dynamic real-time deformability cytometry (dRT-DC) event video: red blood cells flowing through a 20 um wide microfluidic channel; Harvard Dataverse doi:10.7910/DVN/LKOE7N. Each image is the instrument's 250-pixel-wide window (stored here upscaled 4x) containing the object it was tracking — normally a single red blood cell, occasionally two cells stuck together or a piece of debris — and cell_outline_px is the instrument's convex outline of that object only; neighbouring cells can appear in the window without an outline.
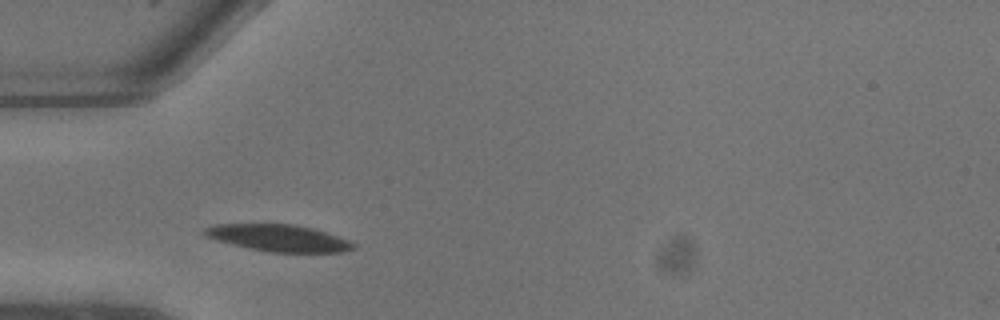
{"species": "common noctule bat (a hibernating species)", "species_latin": "Nyctalus noctula", "temperature_condition": "warm", "stored_images_in_passage": 5, "camera_frame_rate_fps": 3000, "um_per_image_px": 0.085, "animal": {"sex": "male", "body_mass_g": 13.3}, "frame": {"image": 1, "passage_image": 1, "time_ms": 0.0, "image_size_px": [1000, 320], "cell_outline_px": [[356, 248], [344, 252], [268, 252], [248, 248], [232, 244], [208, 236], [200, 232], [204, 228], [216, 224], [292, 224], [312, 228], [348, 240], [356, 244]], "centroid_in_image_um": [23.69, 20.23], "position_along_channel_um": 61.3, "area_um2": 23.0}}
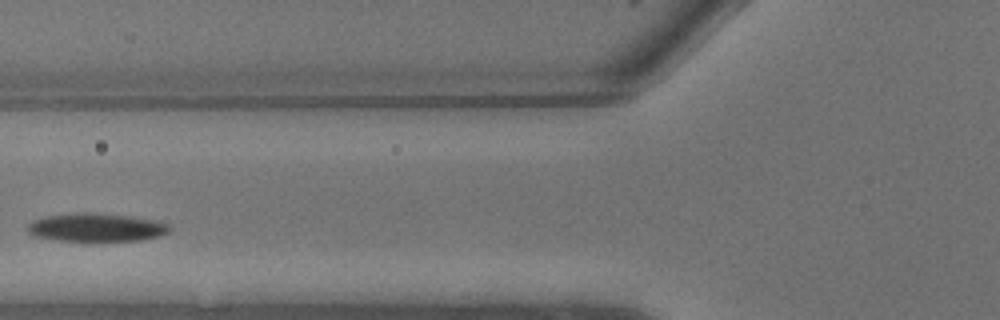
{"frame": {"image": 2, "passage_image": 3, "time_ms": 0.667, "image_size_px": [1000, 320], "cell_outline_px": [[172, 228], [168, 232], [160, 236], [140, 240], [100, 244], [52, 240], [32, 236], [28, 232], [28, 224], [32, 220], [44, 216], [76, 212], [96, 212], [132, 216], [156, 220], [168, 224]], "centroid_in_image_um": [8.17, 19.37], "position_along_channel_um": 117.6, "area_um2": 24.91}}
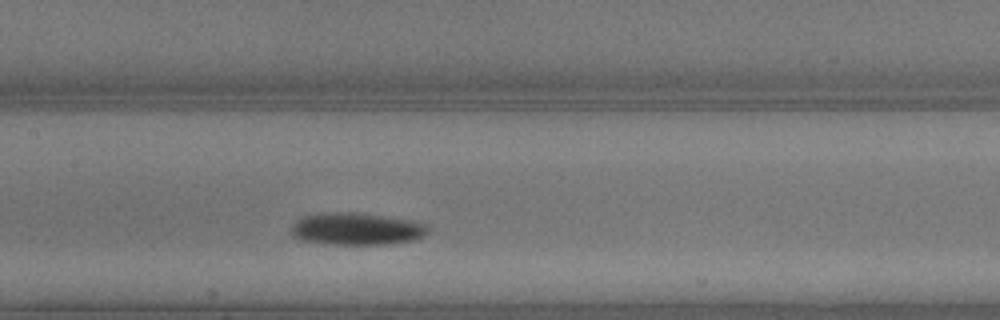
{"frame": {"image": 3, "passage_image": 5, "time_ms": 1.333, "image_size_px": [1000, 320], "cell_outline_px": [[428, 232], [424, 236], [412, 240], [388, 244], [324, 244], [300, 240], [292, 236], [292, 228], [296, 220], [304, 216], [320, 212], [364, 212], [408, 220], [428, 224]], "centroid_in_image_um": [30.29, 19.44], "position_along_channel_um": 177.1, "area_um2": 25.95}}